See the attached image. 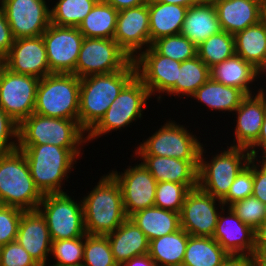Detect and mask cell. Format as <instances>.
<instances>
[{"mask_svg":"<svg viewBox=\"0 0 266 266\" xmlns=\"http://www.w3.org/2000/svg\"><path fill=\"white\" fill-rule=\"evenodd\" d=\"M136 75L132 61L124 70L80 79L78 123L89 132L105 115L123 87Z\"/></svg>","mask_w":266,"mask_h":266,"instance_id":"1","label":"cell"},{"mask_svg":"<svg viewBox=\"0 0 266 266\" xmlns=\"http://www.w3.org/2000/svg\"><path fill=\"white\" fill-rule=\"evenodd\" d=\"M27 160L36 188L42 195L63 193L62 180L68 179L81 148H63L53 144H18Z\"/></svg>","mask_w":266,"mask_h":266,"instance_id":"2","label":"cell"},{"mask_svg":"<svg viewBox=\"0 0 266 266\" xmlns=\"http://www.w3.org/2000/svg\"><path fill=\"white\" fill-rule=\"evenodd\" d=\"M83 198L85 230L89 235L106 236L128 218L121 188L110 173L102 176L95 188Z\"/></svg>","mask_w":266,"mask_h":266,"instance_id":"3","label":"cell"},{"mask_svg":"<svg viewBox=\"0 0 266 266\" xmlns=\"http://www.w3.org/2000/svg\"><path fill=\"white\" fill-rule=\"evenodd\" d=\"M43 195L36 188L24 153H0V205L37 210Z\"/></svg>","mask_w":266,"mask_h":266,"instance_id":"4","label":"cell"},{"mask_svg":"<svg viewBox=\"0 0 266 266\" xmlns=\"http://www.w3.org/2000/svg\"><path fill=\"white\" fill-rule=\"evenodd\" d=\"M79 99V77L74 74L52 73L38 83L34 113L78 120Z\"/></svg>","mask_w":266,"mask_h":266,"instance_id":"5","label":"cell"},{"mask_svg":"<svg viewBox=\"0 0 266 266\" xmlns=\"http://www.w3.org/2000/svg\"><path fill=\"white\" fill-rule=\"evenodd\" d=\"M78 120L53 118L32 113L18 128V144H53L63 148H80L88 142Z\"/></svg>","mask_w":266,"mask_h":266,"instance_id":"6","label":"cell"},{"mask_svg":"<svg viewBox=\"0 0 266 266\" xmlns=\"http://www.w3.org/2000/svg\"><path fill=\"white\" fill-rule=\"evenodd\" d=\"M201 147L198 167V187L222 200L229 192L230 186L234 182L240 171L248 165L251 160L250 152L243 147H228L220 154L215 155L209 161H204Z\"/></svg>","mask_w":266,"mask_h":266,"instance_id":"7","label":"cell"},{"mask_svg":"<svg viewBox=\"0 0 266 266\" xmlns=\"http://www.w3.org/2000/svg\"><path fill=\"white\" fill-rule=\"evenodd\" d=\"M151 98L150 92L142 80L135 75L120 91L114 102L111 103L105 115L88 132L87 141L96 139L112 130L128 126L136 118H141L142 109L146 101Z\"/></svg>","mask_w":266,"mask_h":266,"instance_id":"8","label":"cell"},{"mask_svg":"<svg viewBox=\"0 0 266 266\" xmlns=\"http://www.w3.org/2000/svg\"><path fill=\"white\" fill-rule=\"evenodd\" d=\"M38 210L46 220L52 241L87 234L82 200L77 203L66 192L43 195Z\"/></svg>","mask_w":266,"mask_h":266,"instance_id":"9","label":"cell"},{"mask_svg":"<svg viewBox=\"0 0 266 266\" xmlns=\"http://www.w3.org/2000/svg\"><path fill=\"white\" fill-rule=\"evenodd\" d=\"M133 60L114 39L84 38L75 67L80 79L124 70Z\"/></svg>","mask_w":266,"mask_h":266,"instance_id":"10","label":"cell"},{"mask_svg":"<svg viewBox=\"0 0 266 266\" xmlns=\"http://www.w3.org/2000/svg\"><path fill=\"white\" fill-rule=\"evenodd\" d=\"M185 126L173 121L164 124L158 131L141 143L137 155L173 157L180 160H199L201 143Z\"/></svg>","mask_w":266,"mask_h":266,"instance_id":"11","label":"cell"},{"mask_svg":"<svg viewBox=\"0 0 266 266\" xmlns=\"http://www.w3.org/2000/svg\"><path fill=\"white\" fill-rule=\"evenodd\" d=\"M51 73L74 74L84 39L77 27L50 24L42 34Z\"/></svg>","mask_w":266,"mask_h":266,"instance_id":"12","label":"cell"},{"mask_svg":"<svg viewBox=\"0 0 266 266\" xmlns=\"http://www.w3.org/2000/svg\"><path fill=\"white\" fill-rule=\"evenodd\" d=\"M40 79L8 69L0 83V107L18 124L34 113Z\"/></svg>","mask_w":266,"mask_h":266,"instance_id":"13","label":"cell"},{"mask_svg":"<svg viewBox=\"0 0 266 266\" xmlns=\"http://www.w3.org/2000/svg\"><path fill=\"white\" fill-rule=\"evenodd\" d=\"M15 39L41 36L51 24L45 0H0Z\"/></svg>","mask_w":266,"mask_h":266,"instance_id":"14","label":"cell"},{"mask_svg":"<svg viewBox=\"0 0 266 266\" xmlns=\"http://www.w3.org/2000/svg\"><path fill=\"white\" fill-rule=\"evenodd\" d=\"M216 201L225 211L222 201L202 191L199 187L191 189L184 200L180 212V227L190 236L212 237L218 220Z\"/></svg>","mask_w":266,"mask_h":266,"instance_id":"15","label":"cell"},{"mask_svg":"<svg viewBox=\"0 0 266 266\" xmlns=\"http://www.w3.org/2000/svg\"><path fill=\"white\" fill-rule=\"evenodd\" d=\"M130 167L121 175L117 171L110 172L121 188L124 211L128 218L137 211L154 206L157 185L143 163Z\"/></svg>","mask_w":266,"mask_h":266,"instance_id":"16","label":"cell"},{"mask_svg":"<svg viewBox=\"0 0 266 266\" xmlns=\"http://www.w3.org/2000/svg\"><path fill=\"white\" fill-rule=\"evenodd\" d=\"M133 61L136 75L150 95L155 92L168 93L175 86L181 62L160 55L152 46L137 54Z\"/></svg>","mask_w":266,"mask_h":266,"instance_id":"17","label":"cell"},{"mask_svg":"<svg viewBox=\"0 0 266 266\" xmlns=\"http://www.w3.org/2000/svg\"><path fill=\"white\" fill-rule=\"evenodd\" d=\"M113 39L135 59L142 47H150L148 3L119 11Z\"/></svg>","mask_w":266,"mask_h":266,"instance_id":"18","label":"cell"},{"mask_svg":"<svg viewBox=\"0 0 266 266\" xmlns=\"http://www.w3.org/2000/svg\"><path fill=\"white\" fill-rule=\"evenodd\" d=\"M7 69L42 79L52 74L48 65L46 47L42 35L15 39L6 55Z\"/></svg>","mask_w":266,"mask_h":266,"instance_id":"19","label":"cell"},{"mask_svg":"<svg viewBox=\"0 0 266 266\" xmlns=\"http://www.w3.org/2000/svg\"><path fill=\"white\" fill-rule=\"evenodd\" d=\"M16 240L39 266H46L52 239L46 220L38 209L23 212Z\"/></svg>","mask_w":266,"mask_h":266,"instance_id":"20","label":"cell"},{"mask_svg":"<svg viewBox=\"0 0 266 266\" xmlns=\"http://www.w3.org/2000/svg\"><path fill=\"white\" fill-rule=\"evenodd\" d=\"M228 217L218 216L213 238L228 253L250 255L255 252L254 229L245 224L230 208Z\"/></svg>","mask_w":266,"mask_h":266,"instance_id":"21","label":"cell"},{"mask_svg":"<svg viewBox=\"0 0 266 266\" xmlns=\"http://www.w3.org/2000/svg\"><path fill=\"white\" fill-rule=\"evenodd\" d=\"M143 165L159 182L185 184L190 189L198 187L199 160H180L173 157L138 155Z\"/></svg>","mask_w":266,"mask_h":266,"instance_id":"22","label":"cell"},{"mask_svg":"<svg viewBox=\"0 0 266 266\" xmlns=\"http://www.w3.org/2000/svg\"><path fill=\"white\" fill-rule=\"evenodd\" d=\"M222 31L236 34L262 20V0H211Z\"/></svg>","mask_w":266,"mask_h":266,"instance_id":"23","label":"cell"},{"mask_svg":"<svg viewBox=\"0 0 266 266\" xmlns=\"http://www.w3.org/2000/svg\"><path fill=\"white\" fill-rule=\"evenodd\" d=\"M237 124L235 127L236 144L231 147L249 148L259 137L263 119L266 115L264 99L257 93L247 95L235 110Z\"/></svg>","mask_w":266,"mask_h":266,"instance_id":"24","label":"cell"},{"mask_svg":"<svg viewBox=\"0 0 266 266\" xmlns=\"http://www.w3.org/2000/svg\"><path fill=\"white\" fill-rule=\"evenodd\" d=\"M106 236L118 266L131 258L148 254L149 240L130 218H127L114 232Z\"/></svg>","mask_w":266,"mask_h":266,"instance_id":"25","label":"cell"},{"mask_svg":"<svg viewBox=\"0 0 266 266\" xmlns=\"http://www.w3.org/2000/svg\"><path fill=\"white\" fill-rule=\"evenodd\" d=\"M220 31L221 27L213 2L203 0L187 9L180 34L198 46Z\"/></svg>","mask_w":266,"mask_h":266,"instance_id":"26","label":"cell"},{"mask_svg":"<svg viewBox=\"0 0 266 266\" xmlns=\"http://www.w3.org/2000/svg\"><path fill=\"white\" fill-rule=\"evenodd\" d=\"M188 7L149 0L150 43L181 33Z\"/></svg>","mask_w":266,"mask_h":266,"instance_id":"27","label":"cell"},{"mask_svg":"<svg viewBox=\"0 0 266 266\" xmlns=\"http://www.w3.org/2000/svg\"><path fill=\"white\" fill-rule=\"evenodd\" d=\"M149 241L179 230L180 213L156 206L137 211L129 217Z\"/></svg>","mask_w":266,"mask_h":266,"instance_id":"28","label":"cell"},{"mask_svg":"<svg viewBox=\"0 0 266 266\" xmlns=\"http://www.w3.org/2000/svg\"><path fill=\"white\" fill-rule=\"evenodd\" d=\"M210 78L226 86L236 87L246 95H251L249 84L255 81V67L239 55L234 54L211 67Z\"/></svg>","mask_w":266,"mask_h":266,"instance_id":"29","label":"cell"},{"mask_svg":"<svg viewBox=\"0 0 266 266\" xmlns=\"http://www.w3.org/2000/svg\"><path fill=\"white\" fill-rule=\"evenodd\" d=\"M189 234L180 228L174 233L149 241L148 255L157 266H182Z\"/></svg>","mask_w":266,"mask_h":266,"instance_id":"30","label":"cell"},{"mask_svg":"<svg viewBox=\"0 0 266 266\" xmlns=\"http://www.w3.org/2000/svg\"><path fill=\"white\" fill-rule=\"evenodd\" d=\"M247 95L233 86H226L209 78L191 96L213 110L235 111Z\"/></svg>","mask_w":266,"mask_h":266,"instance_id":"31","label":"cell"},{"mask_svg":"<svg viewBox=\"0 0 266 266\" xmlns=\"http://www.w3.org/2000/svg\"><path fill=\"white\" fill-rule=\"evenodd\" d=\"M119 11L99 0L77 27L84 38L113 39Z\"/></svg>","mask_w":266,"mask_h":266,"instance_id":"32","label":"cell"},{"mask_svg":"<svg viewBox=\"0 0 266 266\" xmlns=\"http://www.w3.org/2000/svg\"><path fill=\"white\" fill-rule=\"evenodd\" d=\"M227 255L213 237L189 236L182 266H220Z\"/></svg>","mask_w":266,"mask_h":266,"instance_id":"33","label":"cell"},{"mask_svg":"<svg viewBox=\"0 0 266 266\" xmlns=\"http://www.w3.org/2000/svg\"><path fill=\"white\" fill-rule=\"evenodd\" d=\"M235 54L257 66L266 57V25L261 20L234 34Z\"/></svg>","mask_w":266,"mask_h":266,"instance_id":"34","label":"cell"},{"mask_svg":"<svg viewBox=\"0 0 266 266\" xmlns=\"http://www.w3.org/2000/svg\"><path fill=\"white\" fill-rule=\"evenodd\" d=\"M210 78V68L198 57L181 62L175 86L167 93L192 96Z\"/></svg>","mask_w":266,"mask_h":266,"instance_id":"35","label":"cell"},{"mask_svg":"<svg viewBox=\"0 0 266 266\" xmlns=\"http://www.w3.org/2000/svg\"><path fill=\"white\" fill-rule=\"evenodd\" d=\"M235 54L234 35L220 31L211 35L197 46V56L209 67L232 57Z\"/></svg>","mask_w":266,"mask_h":266,"instance_id":"36","label":"cell"},{"mask_svg":"<svg viewBox=\"0 0 266 266\" xmlns=\"http://www.w3.org/2000/svg\"><path fill=\"white\" fill-rule=\"evenodd\" d=\"M99 0H58L51 9V23L78 27Z\"/></svg>","mask_w":266,"mask_h":266,"instance_id":"37","label":"cell"},{"mask_svg":"<svg viewBox=\"0 0 266 266\" xmlns=\"http://www.w3.org/2000/svg\"><path fill=\"white\" fill-rule=\"evenodd\" d=\"M151 46L160 55L178 62H184L197 56V46L181 34L161 37L155 40Z\"/></svg>","mask_w":266,"mask_h":266,"instance_id":"38","label":"cell"},{"mask_svg":"<svg viewBox=\"0 0 266 266\" xmlns=\"http://www.w3.org/2000/svg\"><path fill=\"white\" fill-rule=\"evenodd\" d=\"M82 264L84 266H118L107 236L85 235Z\"/></svg>","mask_w":266,"mask_h":266,"instance_id":"39","label":"cell"},{"mask_svg":"<svg viewBox=\"0 0 266 266\" xmlns=\"http://www.w3.org/2000/svg\"><path fill=\"white\" fill-rule=\"evenodd\" d=\"M190 190L185 184L159 182L156 185L154 206L180 213Z\"/></svg>","mask_w":266,"mask_h":266,"instance_id":"40","label":"cell"},{"mask_svg":"<svg viewBox=\"0 0 266 266\" xmlns=\"http://www.w3.org/2000/svg\"><path fill=\"white\" fill-rule=\"evenodd\" d=\"M84 240L85 236L52 241L50 254L54 256L57 262L51 266H75L82 264Z\"/></svg>","mask_w":266,"mask_h":266,"instance_id":"41","label":"cell"},{"mask_svg":"<svg viewBox=\"0 0 266 266\" xmlns=\"http://www.w3.org/2000/svg\"><path fill=\"white\" fill-rule=\"evenodd\" d=\"M228 208L254 230L266 219V204L253 195L233 202Z\"/></svg>","mask_w":266,"mask_h":266,"instance_id":"42","label":"cell"},{"mask_svg":"<svg viewBox=\"0 0 266 266\" xmlns=\"http://www.w3.org/2000/svg\"><path fill=\"white\" fill-rule=\"evenodd\" d=\"M253 194V158L249 161L235 178L229 192L221 200L227 206L235 201L245 199Z\"/></svg>","mask_w":266,"mask_h":266,"instance_id":"43","label":"cell"},{"mask_svg":"<svg viewBox=\"0 0 266 266\" xmlns=\"http://www.w3.org/2000/svg\"><path fill=\"white\" fill-rule=\"evenodd\" d=\"M23 212L17 207L0 205V247L17 239Z\"/></svg>","mask_w":266,"mask_h":266,"instance_id":"44","label":"cell"},{"mask_svg":"<svg viewBox=\"0 0 266 266\" xmlns=\"http://www.w3.org/2000/svg\"><path fill=\"white\" fill-rule=\"evenodd\" d=\"M0 266H39L17 240L0 247Z\"/></svg>","mask_w":266,"mask_h":266,"instance_id":"45","label":"cell"},{"mask_svg":"<svg viewBox=\"0 0 266 266\" xmlns=\"http://www.w3.org/2000/svg\"><path fill=\"white\" fill-rule=\"evenodd\" d=\"M18 128L19 124L0 107V153L18 149ZM10 138H16L17 143L10 142Z\"/></svg>","mask_w":266,"mask_h":266,"instance_id":"46","label":"cell"},{"mask_svg":"<svg viewBox=\"0 0 266 266\" xmlns=\"http://www.w3.org/2000/svg\"><path fill=\"white\" fill-rule=\"evenodd\" d=\"M253 158V196L266 204V167L260 162L255 164ZM261 166V167H260ZM260 168V169H259Z\"/></svg>","mask_w":266,"mask_h":266,"instance_id":"47","label":"cell"},{"mask_svg":"<svg viewBox=\"0 0 266 266\" xmlns=\"http://www.w3.org/2000/svg\"><path fill=\"white\" fill-rule=\"evenodd\" d=\"M15 38L13 37L6 14L2 5H0V55H7L10 52Z\"/></svg>","mask_w":266,"mask_h":266,"instance_id":"48","label":"cell"},{"mask_svg":"<svg viewBox=\"0 0 266 266\" xmlns=\"http://www.w3.org/2000/svg\"><path fill=\"white\" fill-rule=\"evenodd\" d=\"M256 147H257V149H259L258 147L262 148L261 149V150H263L261 152V153H263L262 155L266 154V115L263 119L261 131H260L258 139L248 148V151L250 152L251 158H254L258 161V159H257L258 153L257 152H259V151L255 150Z\"/></svg>","mask_w":266,"mask_h":266,"instance_id":"49","label":"cell"},{"mask_svg":"<svg viewBox=\"0 0 266 266\" xmlns=\"http://www.w3.org/2000/svg\"><path fill=\"white\" fill-rule=\"evenodd\" d=\"M220 266H253V257L250 255L228 254Z\"/></svg>","mask_w":266,"mask_h":266,"instance_id":"50","label":"cell"},{"mask_svg":"<svg viewBox=\"0 0 266 266\" xmlns=\"http://www.w3.org/2000/svg\"><path fill=\"white\" fill-rule=\"evenodd\" d=\"M113 6L117 11L147 4L149 0H102Z\"/></svg>","mask_w":266,"mask_h":266,"instance_id":"51","label":"cell"},{"mask_svg":"<svg viewBox=\"0 0 266 266\" xmlns=\"http://www.w3.org/2000/svg\"><path fill=\"white\" fill-rule=\"evenodd\" d=\"M121 266H157L153 259L148 255H142L131 258L124 262Z\"/></svg>","mask_w":266,"mask_h":266,"instance_id":"52","label":"cell"},{"mask_svg":"<svg viewBox=\"0 0 266 266\" xmlns=\"http://www.w3.org/2000/svg\"><path fill=\"white\" fill-rule=\"evenodd\" d=\"M255 249L266 247V219L254 230Z\"/></svg>","mask_w":266,"mask_h":266,"instance_id":"53","label":"cell"},{"mask_svg":"<svg viewBox=\"0 0 266 266\" xmlns=\"http://www.w3.org/2000/svg\"><path fill=\"white\" fill-rule=\"evenodd\" d=\"M252 257L253 266H266V247L255 249Z\"/></svg>","mask_w":266,"mask_h":266,"instance_id":"54","label":"cell"},{"mask_svg":"<svg viewBox=\"0 0 266 266\" xmlns=\"http://www.w3.org/2000/svg\"><path fill=\"white\" fill-rule=\"evenodd\" d=\"M154 1L163 2L166 4L181 5L189 8L190 6L196 5L202 2L203 0H154Z\"/></svg>","mask_w":266,"mask_h":266,"instance_id":"55","label":"cell"},{"mask_svg":"<svg viewBox=\"0 0 266 266\" xmlns=\"http://www.w3.org/2000/svg\"><path fill=\"white\" fill-rule=\"evenodd\" d=\"M265 72H266V57L257 66H255V79H257V76L259 77L260 73L263 74Z\"/></svg>","mask_w":266,"mask_h":266,"instance_id":"56","label":"cell"},{"mask_svg":"<svg viewBox=\"0 0 266 266\" xmlns=\"http://www.w3.org/2000/svg\"><path fill=\"white\" fill-rule=\"evenodd\" d=\"M6 69H7L6 56L0 55V83Z\"/></svg>","mask_w":266,"mask_h":266,"instance_id":"57","label":"cell"},{"mask_svg":"<svg viewBox=\"0 0 266 266\" xmlns=\"http://www.w3.org/2000/svg\"><path fill=\"white\" fill-rule=\"evenodd\" d=\"M262 21L266 25V1L263 2V6H262Z\"/></svg>","mask_w":266,"mask_h":266,"instance_id":"58","label":"cell"},{"mask_svg":"<svg viewBox=\"0 0 266 266\" xmlns=\"http://www.w3.org/2000/svg\"><path fill=\"white\" fill-rule=\"evenodd\" d=\"M263 89L264 88L259 89L260 91H258V94L264 99L265 108H266V92H264L265 90Z\"/></svg>","mask_w":266,"mask_h":266,"instance_id":"59","label":"cell"},{"mask_svg":"<svg viewBox=\"0 0 266 266\" xmlns=\"http://www.w3.org/2000/svg\"><path fill=\"white\" fill-rule=\"evenodd\" d=\"M261 158L262 161H258V163L261 162L266 167V154H264Z\"/></svg>","mask_w":266,"mask_h":266,"instance_id":"60","label":"cell"}]
</instances>
